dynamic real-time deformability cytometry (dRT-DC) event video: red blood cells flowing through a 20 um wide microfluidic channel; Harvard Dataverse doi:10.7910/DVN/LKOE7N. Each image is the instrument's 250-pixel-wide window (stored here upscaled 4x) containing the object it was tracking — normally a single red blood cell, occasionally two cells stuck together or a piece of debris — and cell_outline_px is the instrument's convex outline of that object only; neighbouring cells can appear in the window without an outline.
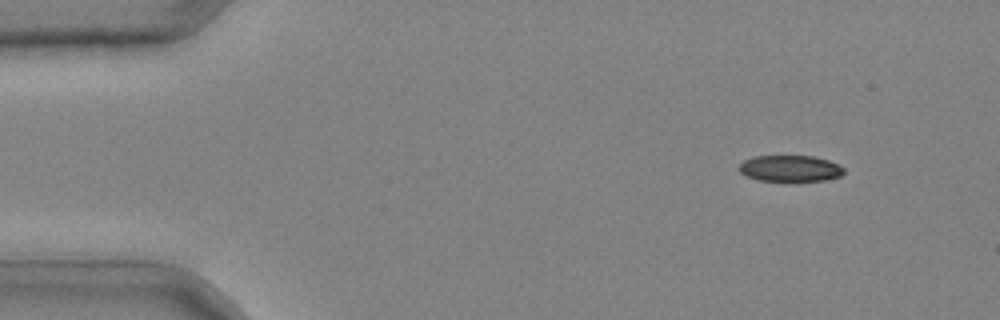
{"species": "common noctule bat (a hibernating species)", "species_latin": "Nyctalus noctula", "temperature_condition": "cold", "stored_images_in_passage": 42, "camera_frame_rate_fps": 3000, "um_per_image_px": 0.085, "animal": {"sex": "male", "body_mass_g": 20.4}, "frame": {"image": 1, "passage_image": 5, "time_ms": 1.333, "image_size_px": [1000, 320], "cell_outline_px": [[844, 172], [840, 176], [824, 180], [756, 180], [744, 176], [736, 168], [744, 160], [752, 156], [812, 156], [828, 160], [844, 168]], "centroid_in_image_um": [67.09, 14.31], "position_along_channel_um": 17.9, "area_um2": 15.95}}
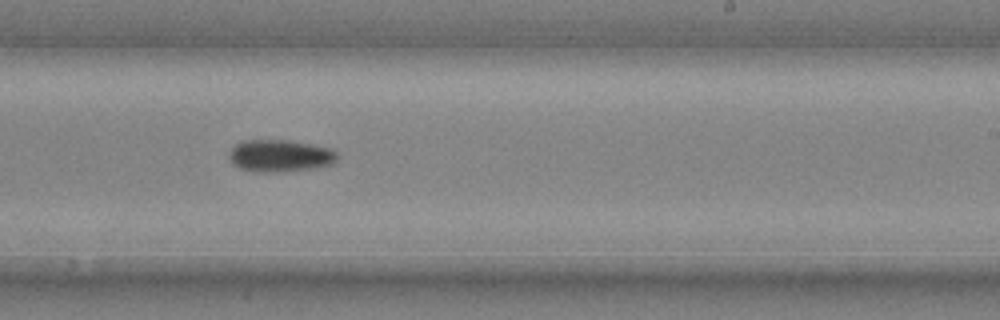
{"frame": {"image": 2, "passage_image": 27, "time_ms": 8.667, "image_size_px": [1000, 320], "cell_outline_px": [[336, 160], [332, 164], [316, 168], [280, 172], [256, 172], [240, 168], [232, 164], [228, 156], [228, 152], [240, 140], [288, 140], [312, 144], [332, 148], [336, 152]], "centroid_in_image_um": [23.78, 13.24], "position_along_channel_um": 265.2, "area_um2": 20.52}}
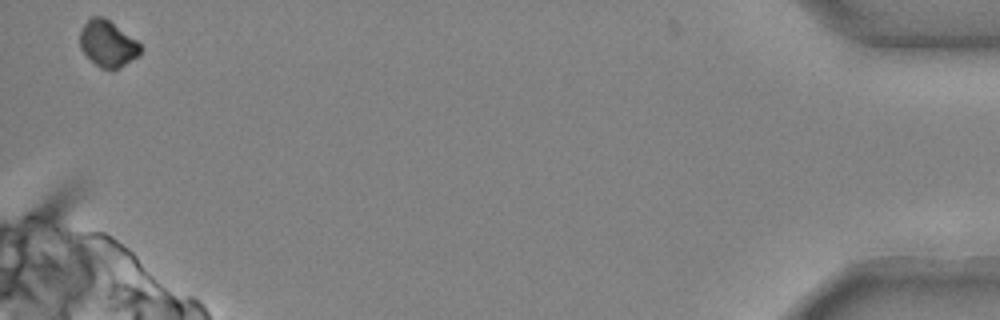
{"frame": {"image": 3, "passage_image": 42, "time_ms": 13.667, "image_size_px": [1000, 320], "cell_outline_px": [[140, 52], [136, 56], [112, 72], [100, 68], [80, 48], [80, 32], [84, 24], [92, 16], [104, 16], [136, 40], [140, 44]], "centroid_in_image_um": [9.13, 3.71], "position_along_channel_um": 426.1, "area_um2": 16.07}}